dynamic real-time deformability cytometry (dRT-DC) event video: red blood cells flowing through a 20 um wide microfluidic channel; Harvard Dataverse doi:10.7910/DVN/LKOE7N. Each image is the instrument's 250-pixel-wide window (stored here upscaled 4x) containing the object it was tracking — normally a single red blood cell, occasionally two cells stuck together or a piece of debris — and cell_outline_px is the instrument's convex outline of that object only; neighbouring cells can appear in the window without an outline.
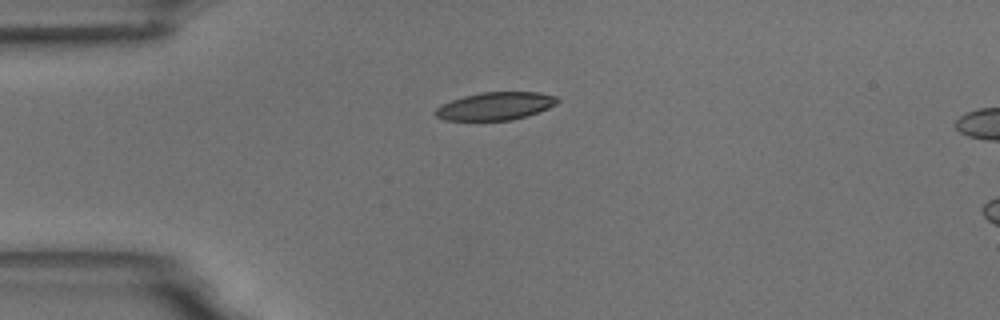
{"species": "common noctule bat (a hibernating species)", "species_latin": "Nyctalus noctula", "temperature_condition": "room temperature", "stored_images_in_passage": 36, "camera_frame_rate_fps": 3000, "um_per_image_px": 0.085, "animal": {"sex": "male", "body_mass_g": 18.8}, "frame": {"image": 1, "passage_image": 1, "time_ms": 0.0, "image_size_px": [1000, 320], "cell_outline_px": [[560, 100], [556, 104], [548, 108], [528, 116], [512, 120], [444, 120], [436, 116], [432, 112], [436, 108], [452, 100], [464, 96], [480, 92], [540, 92], [556, 96]], "centroid_in_image_um": [42.12, 9.01], "position_along_channel_um": 42.9, "area_um2": 19.83}}
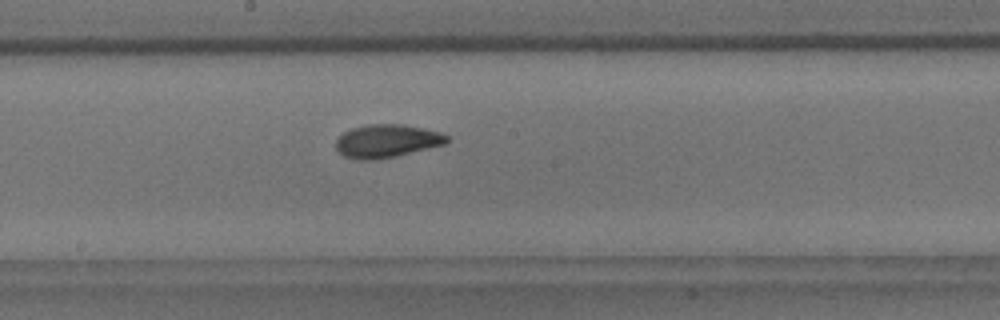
{"frame": {"image": 2, "passage_image": 17, "time_ms": 5.333, "image_size_px": [1000, 320], "cell_outline_px": [[448, 140], [444, 144], [396, 156], [372, 160], [360, 160], [344, 156], [336, 148], [336, 140], [344, 132], [352, 128], [368, 124], [404, 124], [440, 132], [448, 136]], "centroid_in_image_um": [32.86, 11.98], "position_along_channel_um": 215.3, "area_um2": 21.21}}
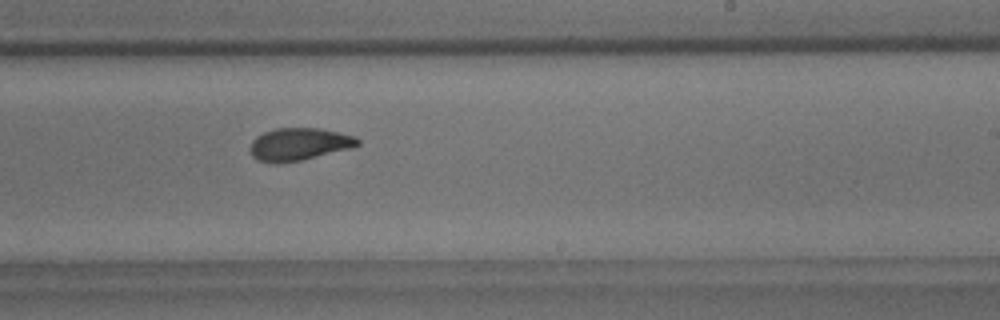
{"frame": {"image": 3, "passage_image": 21, "time_ms": 6.667, "image_size_px": [1000, 320], "cell_outline_px": [[360, 144], [352, 148], [304, 160], [276, 164], [260, 160], [252, 156], [252, 140], [256, 136], [264, 132], [276, 128], [320, 128], [356, 136], [360, 140]], "centroid_in_image_um": [25.47, 12.26], "position_along_channel_um": 263.5, "area_um2": 20.46}, "authors_computed_cell_mechanics": {"area_um2": 20.519, "velocity_mm_per_s": 3.6274, "shape_relaxation_time_tau1_ms": 4.4517, "shape_relaxation_time_tau2_ms": 2.919, "deformation_change_tau1": 0.1423, "deformation_change_tau2": 0.0831}}